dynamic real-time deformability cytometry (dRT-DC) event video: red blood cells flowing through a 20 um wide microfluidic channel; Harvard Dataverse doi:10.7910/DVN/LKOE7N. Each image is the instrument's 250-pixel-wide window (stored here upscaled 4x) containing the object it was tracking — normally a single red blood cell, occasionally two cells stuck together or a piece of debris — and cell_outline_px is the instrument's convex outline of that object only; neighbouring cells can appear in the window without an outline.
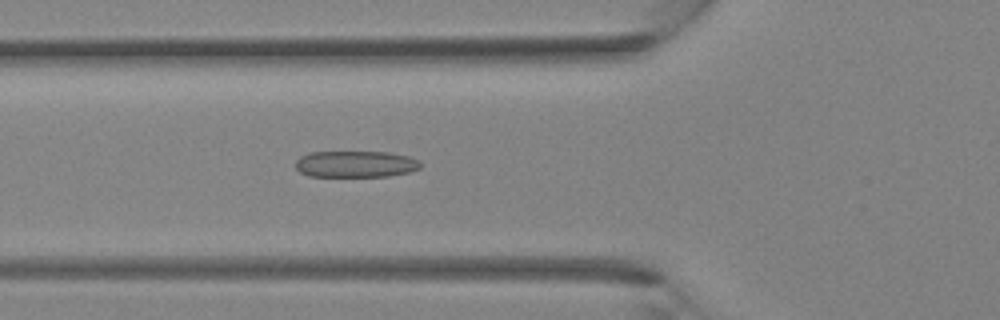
{"species": "Egyptian fruit bat (a non-hibernating species)", "species_latin": "Rousettus aegyptiacus", "temperature_condition": "room temperature", "stored_images_in_passage": 37, "camera_frame_rate_fps": 3000, "um_per_image_px": 0.085, "animal": {"sex": "female"}, "frame": {"image": 1, "passage_image": 14, "time_ms": 4.333, "image_size_px": [1000, 320], "cell_outline_px": [[420, 168], [408, 172], [388, 176], [308, 176], [300, 172], [296, 168], [296, 160], [300, 156], [308, 152], [388, 152], [408, 156], [420, 160]], "centroid_in_image_um": [30.21, 13.94], "position_along_channel_um": 95.6, "area_um2": 19.31}}
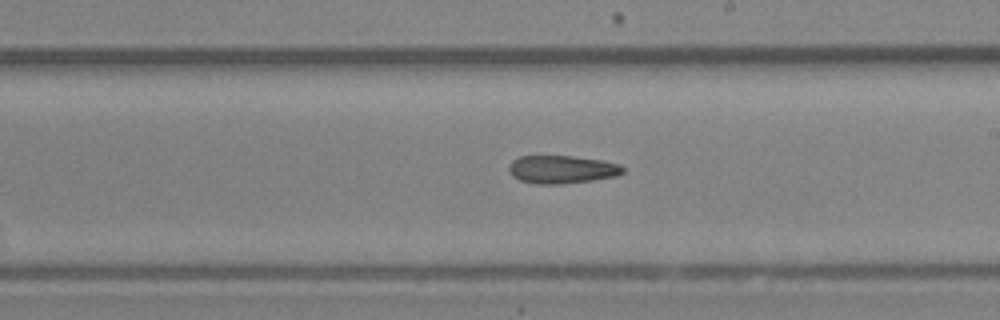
{"frame": {"image": 2, "passage_image": 22, "time_ms": 7.0, "image_size_px": [1000, 320], "cell_outline_px": [[624, 172], [616, 176], [592, 180], [560, 184], [536, 184], [520, 180], [512, 176], [508, 168], [508, 164], [512, 160], [520, 156], [572, 156], [600, 160], [620, 164], [624, 168]], "centroid_in_image_um": [47.73, 14.4], "position_along_channel_um": 241.3, "area_um2": 18.61}}
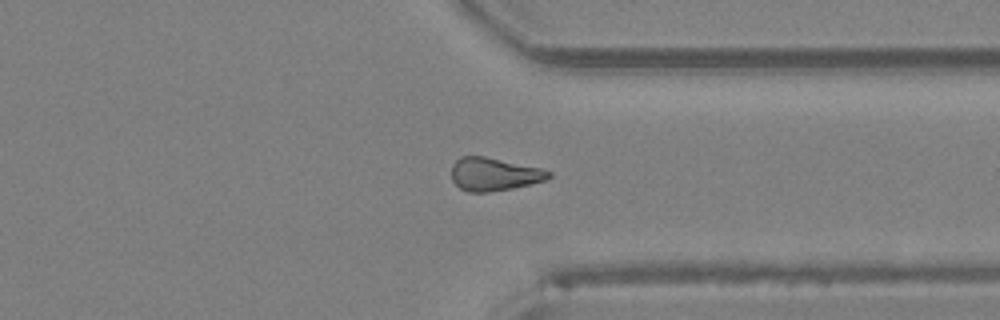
{"frame": {"image": 3, "passage_image": 29, "time_ms": 9.333, "image_size_px": [1000, 320], "cell_outline_px": [[552, 176], [548, 180], [532, 184], [512, 188], [488, 192], [468, 192], [460, 188], [452, 180], [452, 164], [460, 156], [484, 156], [540, 168], [552, 172]], "centroid_in_image_um": [42.01, 14.81], "position_along_channel_um": 369.4, "area_um2": 18.79}}